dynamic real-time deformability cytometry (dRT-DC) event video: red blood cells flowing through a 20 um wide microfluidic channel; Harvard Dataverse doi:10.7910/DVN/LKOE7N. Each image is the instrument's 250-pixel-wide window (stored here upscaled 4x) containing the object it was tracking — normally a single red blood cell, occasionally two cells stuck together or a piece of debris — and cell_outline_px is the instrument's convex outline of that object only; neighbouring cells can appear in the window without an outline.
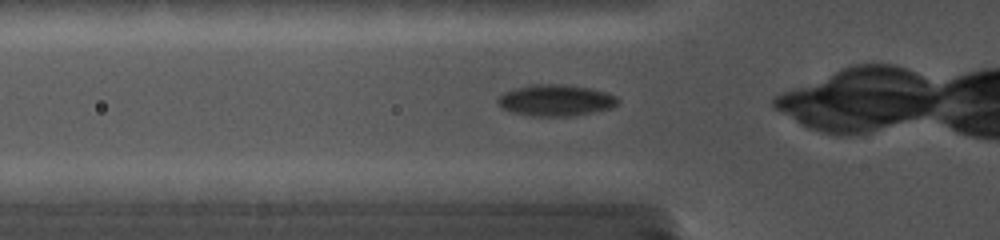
{"species": "common noctule bat (a hibernating species)", "species_latin": "Nyctalus noctula", "temperature_condition": "cold", "stored_images_in_passage": 9, "camera_frame_rate_fps": 5000, "um_per_image_px": 0.085, "animal": {"sex": "female", "body_mass_g": 19.0, "forearm_length_mm": 56.7}, "frame": {"image": 1, "passage_image": 2, "time_ms": 0.6, "image_size_px": [1000, 240], "cell_outline_px": [[620, 100], [612, 108], [572, 116], [532, 116], [512, 112], [500, 108], [496, 104], [496, 100], [504, 92], [528, 84], [564, 84], [592, 88], [616, 96]], "centroid_in_image_um": [47.2, 8.52], "position_along_channel_um": 78.6, "area_um2": 22.14}}